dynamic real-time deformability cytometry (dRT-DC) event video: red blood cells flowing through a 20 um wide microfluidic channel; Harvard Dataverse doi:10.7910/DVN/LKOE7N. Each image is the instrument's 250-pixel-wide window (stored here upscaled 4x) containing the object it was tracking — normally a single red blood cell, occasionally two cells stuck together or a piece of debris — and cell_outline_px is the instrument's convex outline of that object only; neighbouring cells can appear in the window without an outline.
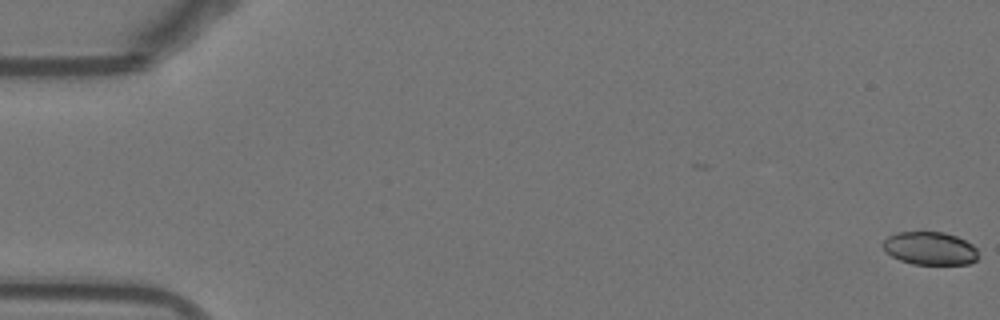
{"species": "Egyptian fruit bat (a non-hibernating species)", "species_latin": "Rousettus aegyptiacus", "temperature_condition": "warm", "stored_images_in_passage": 21, "camera_frame_rate_fps": 3000, "um_per_image_px": 0.085, "animal": {"sex": "female"}, "frame": {"image": 1, "passage_image": 1, "time_ms": 0.0, "image_size_px": [1000, 320], "cell_outline_px": [[976, 260], [968, 264], [912, 264], [900, 260], [884, 252], [880, 244], [888, 236], [896, 232], [944, 232], [956, 236], [972, 244], [976, 248]], "centroid_in_image_um": [78.98, 21.1], "position_along_channel_um": 6.0, "area_um2": 18.44}}
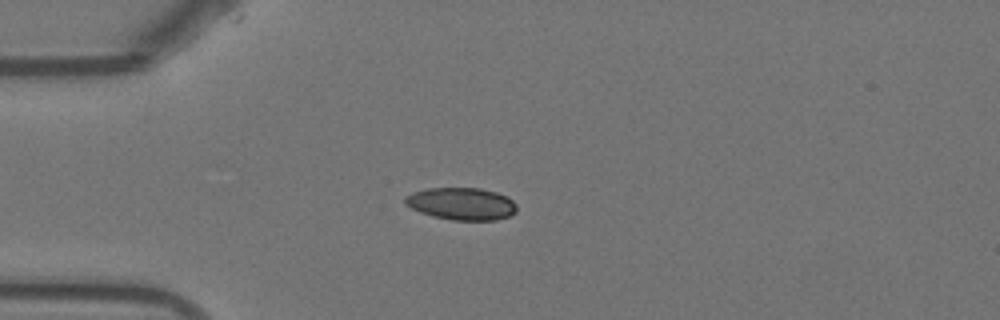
{"frame": {"image": 2, "passage_image": 15, "time_ms": 4.667, "image_size_px": [1000, 320], "cell_outline_px": [[516, 212], [508, 216], [496, 220], [452, 220], [432, 216], [420, 212], [404, 204], [404, 196], [412, 192], [428, 188], [480, 188], [496, 192], [508, 196], [516, 204]], "centroid_in_image_um": [39.21, 17.31], "position_along_channel_um": 45.8, "area_um2": 21.15}}
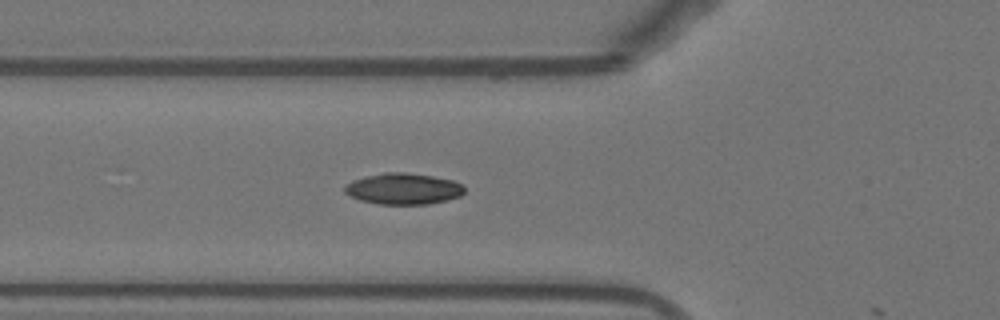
{"frame": {"image": 3, "passage_image": 20, "time_ms": 6.333, "image_size_px": [1000, 320], "cell_outline_px": [[464, 192], [460, 196], [448, 200], [428, 204], [376, 204], [360, 200], [344, 192], [344, 184], [352, 180], [364, 176], [384, 172], [408, 172], [432, 176], [452, 180], [460, 184], [464, 188]], "centroid_in_image_um": [34.25, 16.04], "position_along_channel_um": 91.6, "area_um2": 21.91}}